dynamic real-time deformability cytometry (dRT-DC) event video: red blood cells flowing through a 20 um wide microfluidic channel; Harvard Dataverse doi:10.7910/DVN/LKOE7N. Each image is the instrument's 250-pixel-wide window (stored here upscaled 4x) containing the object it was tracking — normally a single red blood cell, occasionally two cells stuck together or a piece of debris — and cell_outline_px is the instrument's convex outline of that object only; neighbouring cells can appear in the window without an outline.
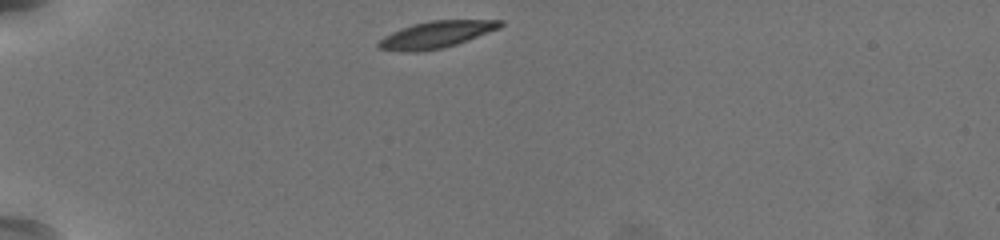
{"species": "common noctule bat (a hibernating species)", "species_latin": "Nyctalus noctula", "temperature_condition": "warm", "stored_images_in_passage": 35, "camera_frame_rate_fps": 3000, "um_per_image_px": 0.085, "animal": {"sex": "female", "body_mass_g": 19.5, "forearm_length_mm": 54.1}, "frame": {"image": 1, "passage_image": 1, "time_ms": 0.0, "image_size_px": [1000, 240], "cell_outline_px": [[504, 24], [500, 28], [456, 44], [440, 48], [416, 52], [408, 52], [376, 48], [376, 44], [384, 36], [392, 32], [412, 24], [432, 20], [504, 20]], "centroid_in_image_um": [37.07, 2.93], "position_along_channel_um": 47.9, "area_um2": 18.84}}
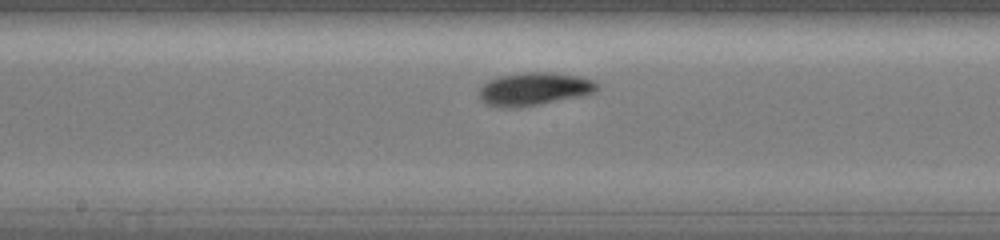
{"frame": {"image": 2, "passage_image": 17, "time_ms": 5.333, "image_size_px": [1000, 240], "cell_outline_px": [[600, 88], [592, 92], [580, 96], [516, 108], [500, 108], [484, 104], [480, 100], [480, 88], [488, 80], [500, 76], [520, 72], [552, 72], [580, 76], [596, 80], [600, 84]], "centroid_in_image_um": [45.4, 7.55], "position_along_channel_um": 202.8, "area_um2": 22.89}}
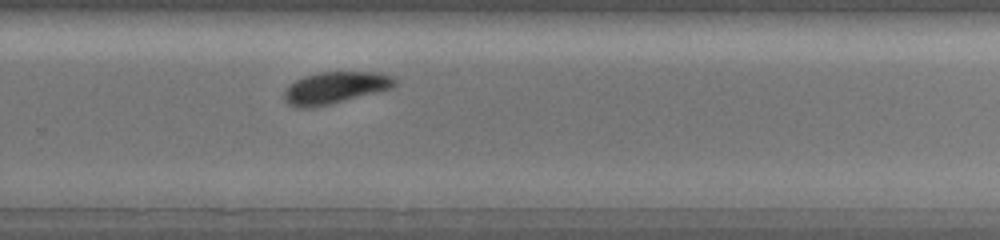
{"frame": {"image": 3, "passage_image": 25, "time_ms": 8.0, "image_size_px": [1000, 240], "cell_outline_px": [[396, 84], [392, 88], [312, 108], [296, 108], [288, 104], [284, 100], [284, 88], [296, 80], [304, 76], [316, 72], [380, 72], [392, 76], [396, 80]], "centroid_in_image_um": [28.44, 7.45], "position_along_channel_um": 301.4, "area_um2": 20.52}, "authors_computed_cell_mechanics": {"area_um2": 20.7502, "velocity_mm_per_s": 3.7095, "shape_relaxation_time_tau1_ms": 2.3065, "shape_relaxation_time_tau2_ms": 10.9838, "deformation_change_tau1": 0.1313, "deformation_change_tau2": 0.1785}}